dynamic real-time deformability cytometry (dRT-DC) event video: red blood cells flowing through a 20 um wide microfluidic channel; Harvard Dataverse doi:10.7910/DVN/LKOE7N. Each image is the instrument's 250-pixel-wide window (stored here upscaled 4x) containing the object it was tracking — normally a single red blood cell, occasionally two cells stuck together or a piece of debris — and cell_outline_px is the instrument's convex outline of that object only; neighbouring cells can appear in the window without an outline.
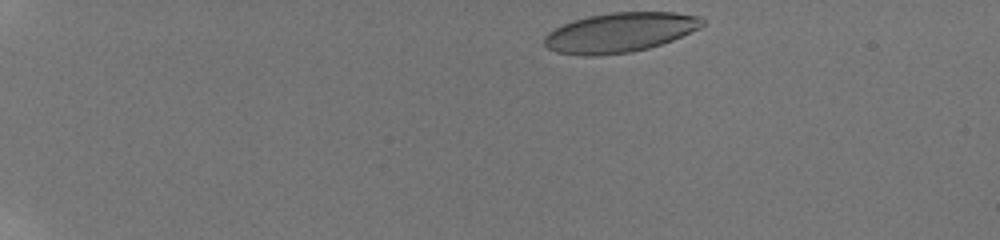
{"species": "human", "species_latin": "Homo sapiens", "temperature_condition": "room temperature", "stored_images_in_passage": 9, "camera_frame_rate_fps": 3000, "um_per_image_px": 0.085, "donor": {"sex": "male"}, "frame": {"image": 1, "passage_image": 1, "time_ms": 0.0, "image_size_px": [1000, 240], "cell_outline_px": [[704, 24], [700, 28], [672, 40], [648, 48], [628, 52], [596, 56], [584, 56], [556, 52], [548, 48], [544, 44], [544, 36], [548, 32], [572, 20], [588, 16], [608, 12], [676, 12], [700, 16], [704, 20]], "centroid_in_image_um": [52.68, 2.75], "position_along_channel_um": 32.3, "area_um2": 36.53}}
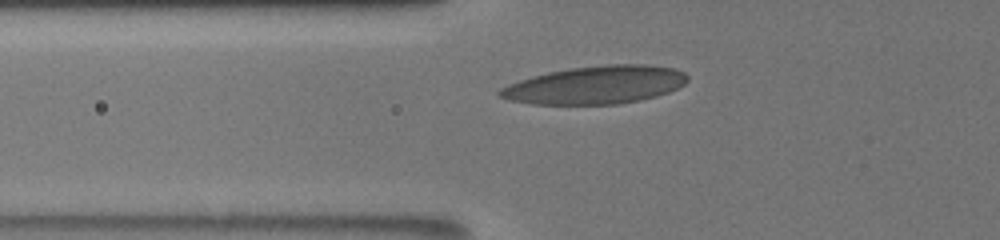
{"frame": {"image": 2, "passage_image": 7, "time_ms": 4.0, "image_size_px": [1000, 240], "cell_outline_px": [[688, 80], [684, 84], [668, 92], [656, 96], [640, 100], [616, 104], [532, 104], [508, 100], [500, 96], [496, 92], [500, 88], [508, 84], [532, 76], [548, 72], [568, 68], [604, 64], [644, 64], [676, 68], [684, 72], [688, 76]], "centroid_in_image_um": [50.61, 7.21], "position_along_channel_um": 75.2, "area_um2": 41.67}}
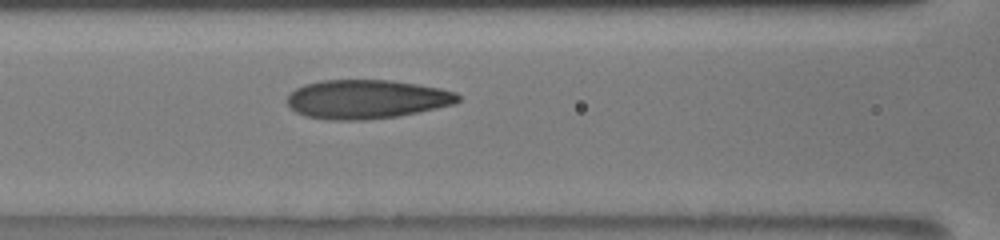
{"frame": {"image": 3, "passage_image": 9, "time_ms": 5.667, "image_size_px": [1000, 240], "cell_outline_px": [[460, 100], [456, 104], [396, 116], [364, 120], [328, 120], [308, 116], [296, 112], [288, 104], [288, 96], [296, 88], [304, 84], [320, 80], [392, 80], [440, 88], [456, 92], [460, 96]], "centroid_in_image_um": [31.17, 8.42], "position_along_channel_um": 135.4, "area_um2": 38.67}}